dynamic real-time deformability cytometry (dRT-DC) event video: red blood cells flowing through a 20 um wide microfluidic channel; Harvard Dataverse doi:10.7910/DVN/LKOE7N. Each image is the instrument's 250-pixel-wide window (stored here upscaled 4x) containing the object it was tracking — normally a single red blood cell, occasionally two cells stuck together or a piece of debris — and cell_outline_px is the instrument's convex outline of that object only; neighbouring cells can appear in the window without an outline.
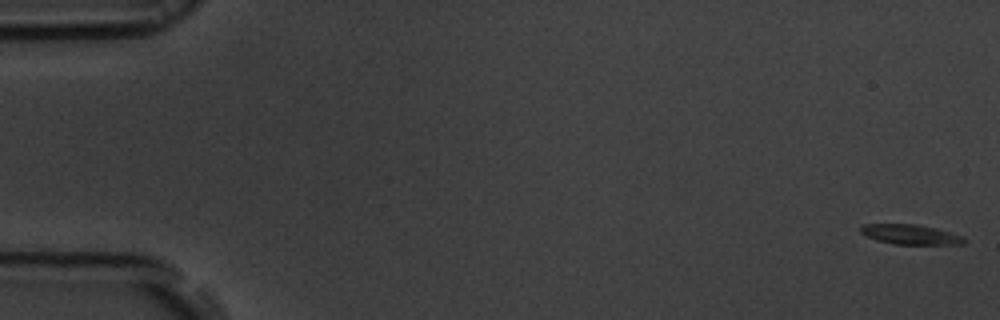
{"species": "common noctule bat (a hibernating species)", "species_latin": "Nyctalus noctula", "temperature_condition": "room temperature", "stored_images_in_passage": 55, "camera_frame_rate_fps": 3000, "um_per_image_px": 0.085, "animal": {"sex": "male", "body_mass_g": 19.5, "forearm_length_mm": 54.6}, "frame": {"image": 1, "passage_image": 1, "time_ms": 0.0, "image_size_px": [1000, 320], "cell_outline_px": [[964, 244], [892, 244], [876, 240], [860, 232], [860, 228], [864, 224], [920, 224], [936, 228], [964, 236]], "centroid_in_image_um": [77.39, 19.92], "position_along_channel_um": 7.6, "area_um2": 11.96}}
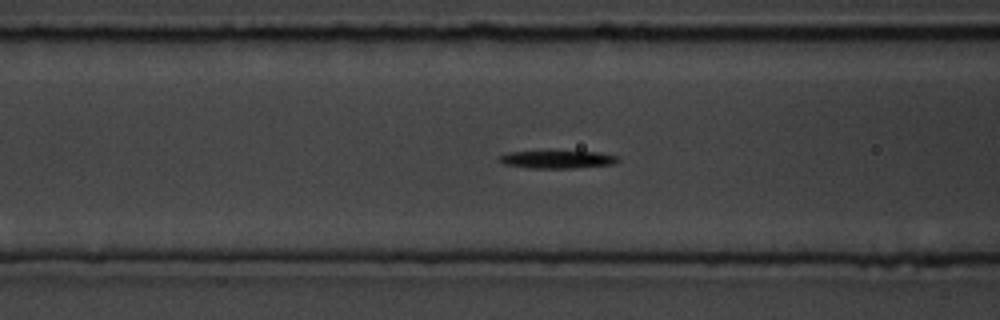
{"frame": {"image": 2, "passage_image": 22, "time_ms": 7.0, "image_size_px": [1000, 320], "cell_outline_px": [[620, 160], [612, 164], [572, 168], [528, 168], [504, 164], [496, 160], [500, 156], [508, 152], [596, 152], [616, 156]], "centroid_in_image_um": [47.32, 13.56], "position_along_channel_um": 119.3, "area_um2": 11.96}}
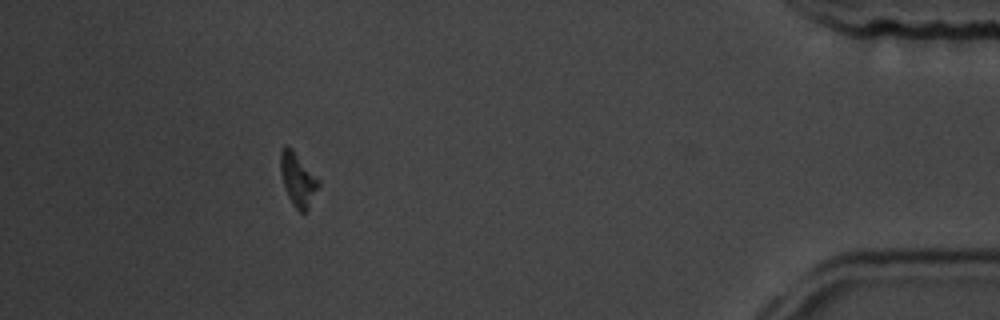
{"frame": {"image": 3, "passage_image": 50, "time_ms": 16.333, "image_size_px": [1000, 320], "cell_outline_px": [[320, 184], [308, 208], [304, 212], [300, 212], [292, 204], [284, 188], [280, 172], [280, 148], [292, 148], [320, 180]], "centroid_in_image_um": [25.31, 15.25], "position_along_channel_um": 409.9, "area_um2": 11.73}, "authors_computed_cell_mechanics": {"area_um2": 12.3692, "velocity_mm_per_s": 3.7175, "shape_relaxation_time_tau1_ms": 2.1585, "shape_relaxation_time_tau2_ms": null, "deformation_change_tau1": 0.1299, "deformation_change_tau2": null}}